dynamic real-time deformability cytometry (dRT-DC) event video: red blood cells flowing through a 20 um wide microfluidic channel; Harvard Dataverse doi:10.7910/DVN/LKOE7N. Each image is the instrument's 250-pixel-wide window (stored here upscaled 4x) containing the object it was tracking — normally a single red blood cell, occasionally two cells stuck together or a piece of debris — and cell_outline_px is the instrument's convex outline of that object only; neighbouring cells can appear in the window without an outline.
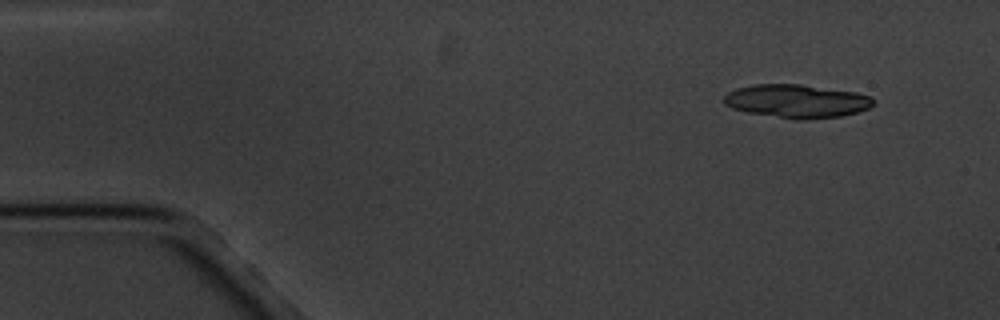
{"species": "common noctule bat (a hibernating species)", "species_latin": "Nyctalus noctula", "temperature_condition": "cold", "stored_images_in_passage": 8, "camera_frame_rate_fps": 3000, "um_per_image_px": 0.085, "animal": {"sex": "male", "body_mass_g": 20.1, "forearm_length_mm": 53.5}, "frame": {"image": 1, "passage_image": 2, "time_ms": 1.0, "image_size_px": [1000, 320], "cell_outline_px": [[872, 104], [868, 108], [856, 112], [840, 116], [808, 120], [796, 120], [748, 112], [732, 108], [724, 104], [724, 96], [728, 92], [736, 88], [752, 84], [800, 84], [856, 92], [872, 96]], "centroid_in_image_um": [67.69, 8.59], "position_along_channel_um": 17.3, "area_um2": 29.07}}
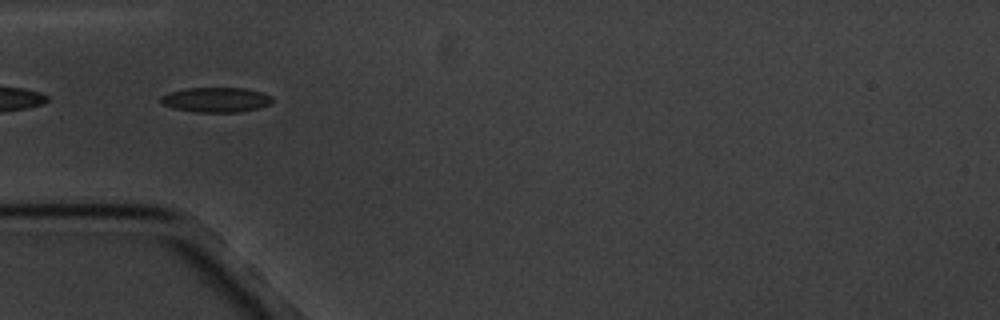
{"frame": {"image": 2, "passage_image": 5, "time_ms": 5.333, "image_size_px": [1000, 320], "cell_outline_px": [[272, 104], [260, 108], [240, 112], [196, 112], [172, 108], [160, 104], [160, 96], [168, 92], [188, 88], [244, 88], [260, 92], [272, 96]], "centroid_in_image_um": [18.34, 8.49], "position_along_channel_um": 66.7, "area_um2": 16.36}}
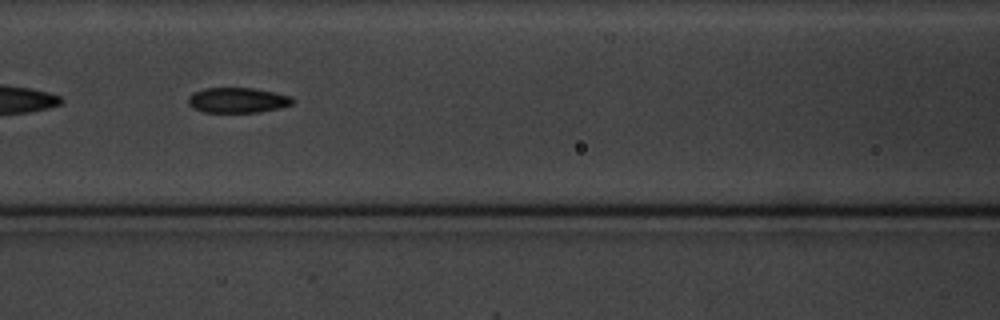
{"frame": {"image": 3, "passage_image": 7, "time_ms": 7.667, "image_size_px": [1000, 320], "cell_outline_px": [[292, 104], [280, 108], [260, 112], [200, 112], [192, 108], [188, 104], [188, 96], [192, 92], [204, 88], [256, 88], [292, 96]], "centroid_in_image_um": [20.15, 8.51], "position_along_channel_um": 146.4, "area_um2": 15.55}}